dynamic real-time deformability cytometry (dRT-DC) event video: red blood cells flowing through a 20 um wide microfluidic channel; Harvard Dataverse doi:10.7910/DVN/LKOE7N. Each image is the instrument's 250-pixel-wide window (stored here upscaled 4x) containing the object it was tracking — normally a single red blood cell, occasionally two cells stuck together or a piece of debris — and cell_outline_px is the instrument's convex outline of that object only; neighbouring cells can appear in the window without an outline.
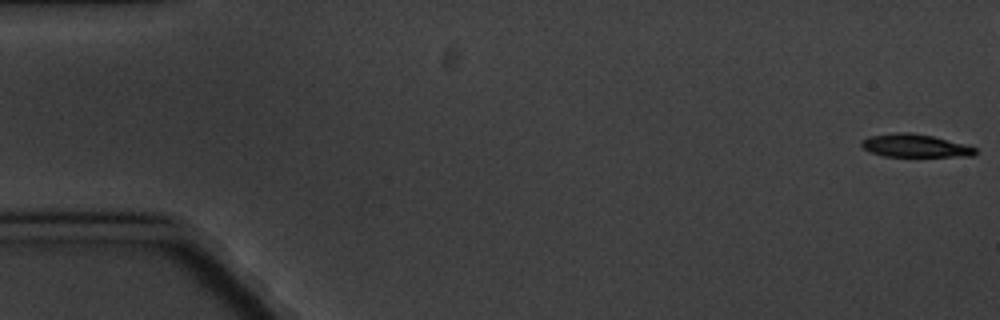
{"species": "common noctule bat (a hibernating species)", "species_latin": "Nyctalus noctula", "temperature_condition": "cold", "stored_images_in_passage": 9, "camera_frame_rate_fps": 3000, "um_per_image_px": 0.085, "animal": {"sex": "male", "body_mass_g": 20.1, "forearm_length_mm": 53.5}, "frame": {"image": 1, "passage_image": 1, "time_ms": 0.0, "image_size_px": [1000, 320], "cell_outline_px": [[976, 152], [972, 156], [884, 156], [872, 152], [864, 148], [860, 144], [860, 140], [868, 136], [896, 132], [908, 132], [932, 136], [964, 144], [976, 148]], "centroid_in_image_um": [77.73, 12.37], "position_along_channel_um": 7.3, "area_um2": 15.09}}